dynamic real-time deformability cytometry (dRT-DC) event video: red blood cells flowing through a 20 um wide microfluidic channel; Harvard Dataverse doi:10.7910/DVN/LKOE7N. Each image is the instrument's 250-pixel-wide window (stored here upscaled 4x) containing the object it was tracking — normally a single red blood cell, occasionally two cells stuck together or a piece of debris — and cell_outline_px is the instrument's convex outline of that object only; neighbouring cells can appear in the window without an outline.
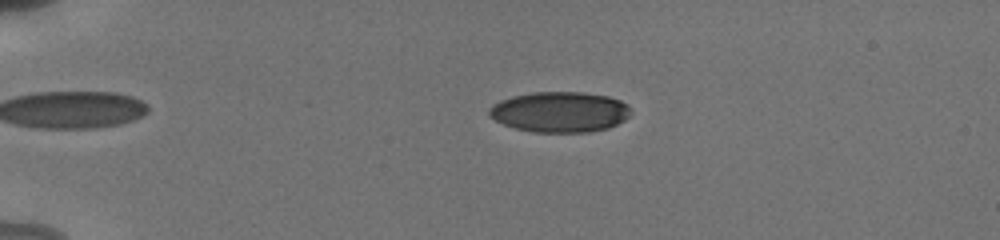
{"species": "human", "species_latin": "Homo sapiens", "temperature_condition": "cold", "stored_images_in_passage": 14, "camera_frame_rate_fps": 3000, "um_per_image_px": 0.085, "donor": {"sex": "male"}, "frame": {"image": 1, "passage_image": 8, "time_ms": 4.0, "image_size_px": [1000, 240], "cell_outline_px": [[628, 116], [624, 120], [608, 128], [588, 132], [532, 132], [516, 128], [504, 124], [488, 116], [488, 108], [492, 104], [500, 100], [512, 96], [532, 92], [584, 92], [608, 96], [620, 100], [628, 104]], "centroid_in_image_um": [47.55, 9.51], "position_along_channel_um": 37.5, "area_um2": 33.47}}
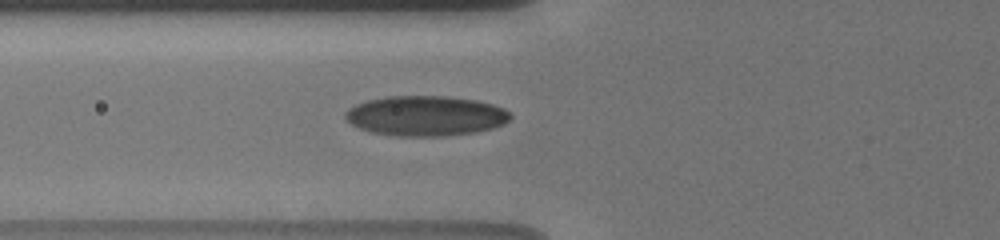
{"frame": {"image": 2, "passage_image": 12, "time_ms": 7.0, "image_size_px": [1000, 240], "cell_outline_px": [[512, 116], [504, 124], [492, 128], [476, 132], [444, 136], [396, 136], [372, 132], [360, 128], [352, 124], [344, 116], [344, 112], [348, 108], [356, 104], [368, 100], [388, 96], [444, 96], [476, 100], [492, 104], [504, 108]], "centroid_in_image_um": [36.18, 9.85], "position_along_channel_um": 89.6, "area_um2": 38.49}}